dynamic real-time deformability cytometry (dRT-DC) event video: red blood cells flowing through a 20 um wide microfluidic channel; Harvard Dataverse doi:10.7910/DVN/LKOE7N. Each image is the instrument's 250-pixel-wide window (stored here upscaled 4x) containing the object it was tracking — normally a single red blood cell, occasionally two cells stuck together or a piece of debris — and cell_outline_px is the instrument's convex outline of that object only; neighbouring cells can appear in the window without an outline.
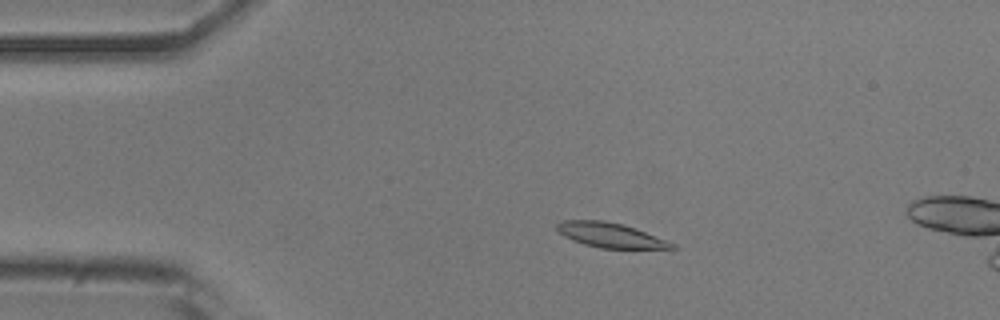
{"species": "common noctule bat (a hibernating species)", "species_latin": "Nyctalus noctula", "temperature_condition": "room temperature", "stored_images_in_passage": 11, "camera_frame_rate_fps": 3000, "um_per_image_px": 0.085, "animal": {"sex": "male", "body_mass_g": 20.5, "forearm_length_mm": 52.5}, "frame": {"image": 1, "passage_image": 5, "time_ms": 1.333, "image_size_px": [1000, 320], "cell_outline_px": [[676, 248], [600, 248], [584, 244], [572, 240], [564, 236], [556, 228], [556, 224], [560, 220], [604, 220], [624, 224], [636, 228], [676, 244]], "centroid_in_image_um": [51.85, 19.97], "position_along_channel_um": 33.1, "area_um2": 16.53}}